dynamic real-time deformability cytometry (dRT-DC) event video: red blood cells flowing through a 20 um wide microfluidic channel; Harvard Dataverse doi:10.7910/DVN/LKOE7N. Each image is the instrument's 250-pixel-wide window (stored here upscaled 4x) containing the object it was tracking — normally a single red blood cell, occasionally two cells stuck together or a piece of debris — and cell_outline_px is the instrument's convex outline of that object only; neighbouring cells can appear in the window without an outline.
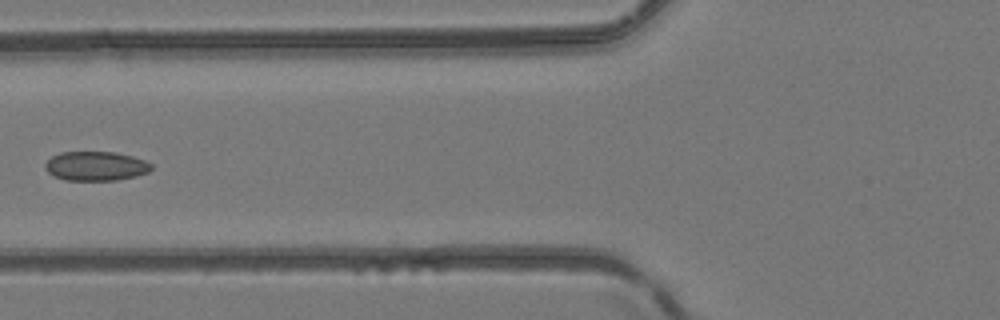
{"species": "common noctule bat (a hibernating species)", "species_latin": "Nyctalus noctula", "temperature_condition": "room temperature", "stored_images_in_passage": 6, "camera_frame_rate_fps": 3000, "um_per_image_px": 0.085, "animal": {"sex": "female", "body_mass_g": 24.6, "forearm_length_mm": 56.2}, "frame": {"image": 1, "passage_image": 5, "time_ms": 5.667, "image_size_px": [1000, 320], "cell_outline_px": [[152, 168], [148, 172], [136, 176], [116, 180], [64, 180], [48, 172], [44, 168], [44, 164], [52, 156], [60, 152], [116, 152], [132, 156], [144, 160], [152, 164]], "centroid_in_image_um": [8.14, 14.11], "position_along_channel_um": 117.7, "area_um2": 18.09}}
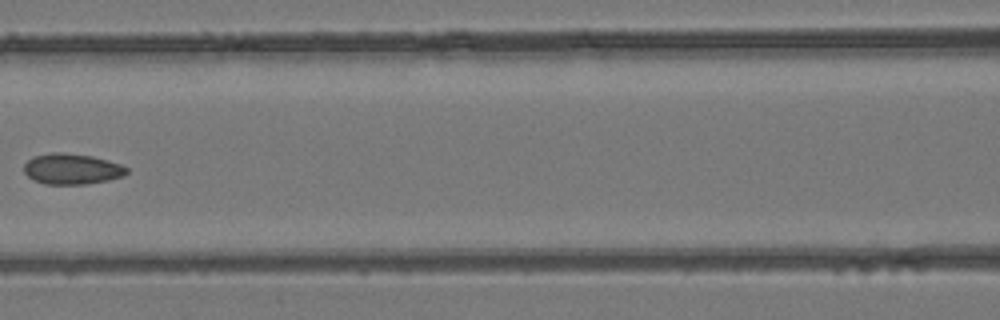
{"frame": {"image": 2, "passage_image": 6, "time_ms": 6.667, "image_size_px": [1000, 320], "cell_outline_px": [[128, 172], [124, 176], [108, 180], [84, 184], [44, 184], [32, 180], [24, 172], [24, 164], [28, 160], [36, 156], [52, 152], [64, 152], [92, 156], [108, 160], [120, 164], [128, 168]], "centroid_in_image_um": [6.11, 14.36], "position_along_channel_um": 160.5, "area_um2": 18.44}}